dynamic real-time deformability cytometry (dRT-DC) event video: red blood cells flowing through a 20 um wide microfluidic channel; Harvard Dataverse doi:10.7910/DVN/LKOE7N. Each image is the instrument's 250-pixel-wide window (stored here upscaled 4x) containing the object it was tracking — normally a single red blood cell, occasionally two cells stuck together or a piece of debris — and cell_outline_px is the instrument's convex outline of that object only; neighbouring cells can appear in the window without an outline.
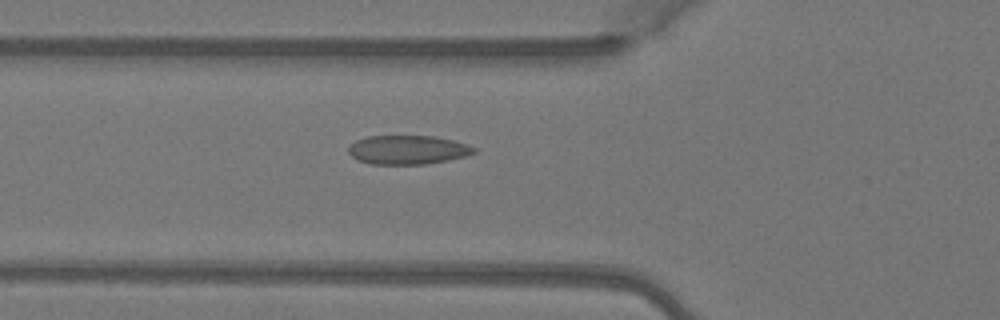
{"species": "Egyptian fruit bat (a non-hibernating species)", "species_latin": "Rousettus aegyptiacus", "temperature_condition": "warm", "stored_images_in_passage": 4, "camera_frame_rate_fps": 3000, "um_per_image_px": 0.085, "animal": {"sex": "female"}, "frame": {"image": 1, "passage_image": 4, "time_ms": 1.0, "image_size_px": [1000, 320], "cell_outline_px": [[476, 152], [464, 156], [448, 160], [424, 164], [372, 164], [360, 160], [352, 156], [348, 152], [348, 148], [356, 140], [368, 136], [432, 136], [452, 140], [468, 144], [476, 148]], "centroid_in_image_um": [34.67, 12.73], "position_along_channel_um": 91.1, "area_um2": 20.98}}